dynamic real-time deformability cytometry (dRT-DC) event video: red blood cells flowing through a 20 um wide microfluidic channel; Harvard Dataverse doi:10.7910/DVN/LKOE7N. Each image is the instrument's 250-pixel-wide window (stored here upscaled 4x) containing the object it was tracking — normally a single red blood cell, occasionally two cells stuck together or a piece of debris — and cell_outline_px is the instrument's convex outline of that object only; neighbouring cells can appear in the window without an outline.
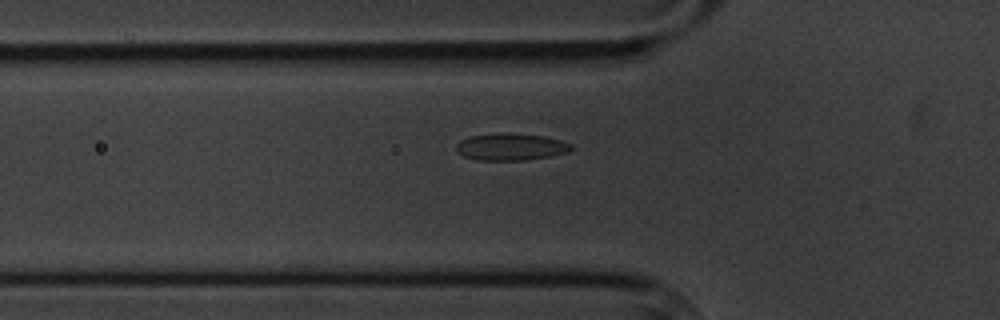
{"species": "common noctule bat (a hibernating species)", "species_latin": "Nyctalus noctula", "temperature_condition": "cold", "stored_images_in_passage": 5, "camera_frame_rate_fps": 3000, "um_per_image_px": 0.085, "animal": {"sex": "male", "body_mass_g": 20.1, "forearm_length_mm": 53.5}, "frame": {"image": 1, "passage_image": 5, "time_ms": 4.667, "image_size_px": [1000, 320], "cell_outline_px": [[572, 148], [568, 152], [548, 156], [524, 160], [476, 160], [464, 156], [456, 152], [456, 144], [460, 140], [468, 136], [496, 132], [508, 132], [544, 136], [560, 140], [572, 144]], "centroid_in_image_um": [43.36, 12.46], "position_along_channel_um": 82.4, "area_um2": 18.32}}